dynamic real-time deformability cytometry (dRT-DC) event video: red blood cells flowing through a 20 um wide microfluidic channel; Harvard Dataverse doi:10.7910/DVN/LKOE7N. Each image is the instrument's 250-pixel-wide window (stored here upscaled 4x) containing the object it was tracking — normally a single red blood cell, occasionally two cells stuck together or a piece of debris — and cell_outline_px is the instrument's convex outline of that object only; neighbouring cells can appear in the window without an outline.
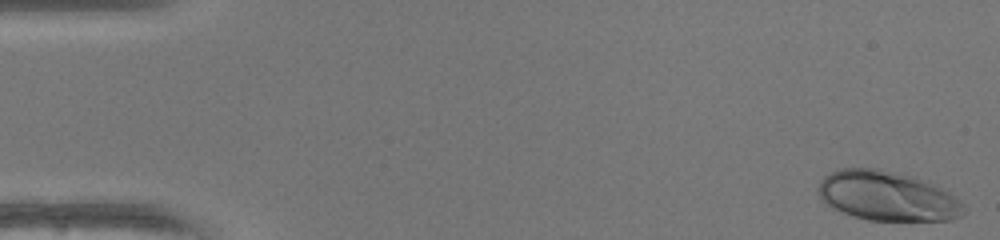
{"species": "human", "species_latin": "Homo sapiens", "temperature_condition": "warm", "stored_images_in_passage": 49, "camera_frame_rate_fps": 3000, "um_per_image_px": 0.085, "donor": {"sex": "female"}, "frame": {"image": 1, "passage_image": 1, "time_ms": 0.0, "image_size_px": [1000, 240], "cell_outline_px": [[968, 208], [960, 216], [952, 220], [868, 220], [852, 216], [832, 208], [820, 200], [816, 188], [820, 180], [824, 176], [840, 168], [880, 168], [916, 176], [940, 188], [960, 200]], "centroid_in_image_um": [75.39, 16.65], "position_along_channel_um": 9.6, "area_um2": 42.48}}
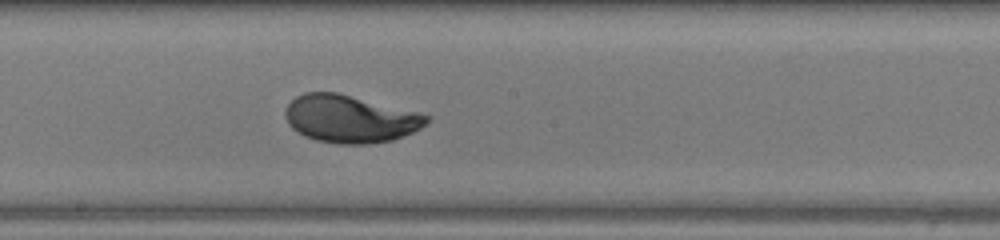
{"frame": {"image": 2, "passage_image": 27, "time_ms": 8.667, "image_size_px": [1000, 240], "cell_outline_px": [[432, 116], [428, 124], [412, 132], [392, 140], [368, 144], [336, 144], [316, 140], [304, 136], [292, 128], [288, 124], [284, 116], [284, 112], [288, 104], [296, 96], [304, 92], [336, 92]], "centroid_in_image_um": [29.73, 10.11], "position_along_channel_um": 218.5, "area_um2": 39.13}}
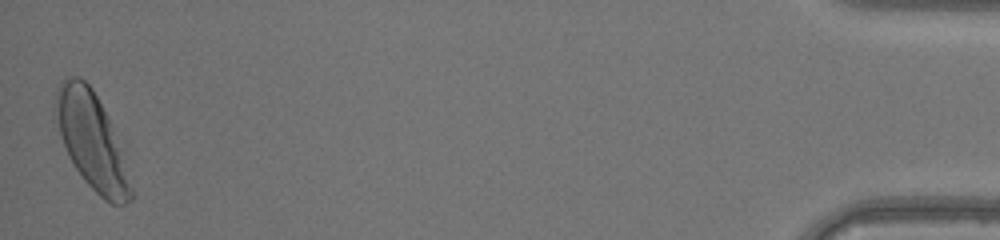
{"frame": {"image": 3, "passage_image": 49, "time_ms": 16.0, "image_size_px": [1000, 240], "cell_outline_px": [[136, 196], [132, 200], [124, 204], [112, 204], [104, 200], [84, 180], [68, 156], [60, 136], [52, 108], [56, 92], [60, 80], [72, 76], [76, 76], [84, 80], [92, 88], [108, 116]], "centroid_in_image_um": [7.76, 11.97], "position_along_channel_um": 427.4, "area_um2": 42.08}, "authors_computed_cell_mechanics": {"area_um2": 38.8416, "velocity_mm_per_s": 4.1499, "shape_relaxation_time_tau1_ms": 2.2767, "shape_relaxation_time_tau2_ms": null, "deformation_change_tau1": 0.1501, "deformation_change_tau2": null}}